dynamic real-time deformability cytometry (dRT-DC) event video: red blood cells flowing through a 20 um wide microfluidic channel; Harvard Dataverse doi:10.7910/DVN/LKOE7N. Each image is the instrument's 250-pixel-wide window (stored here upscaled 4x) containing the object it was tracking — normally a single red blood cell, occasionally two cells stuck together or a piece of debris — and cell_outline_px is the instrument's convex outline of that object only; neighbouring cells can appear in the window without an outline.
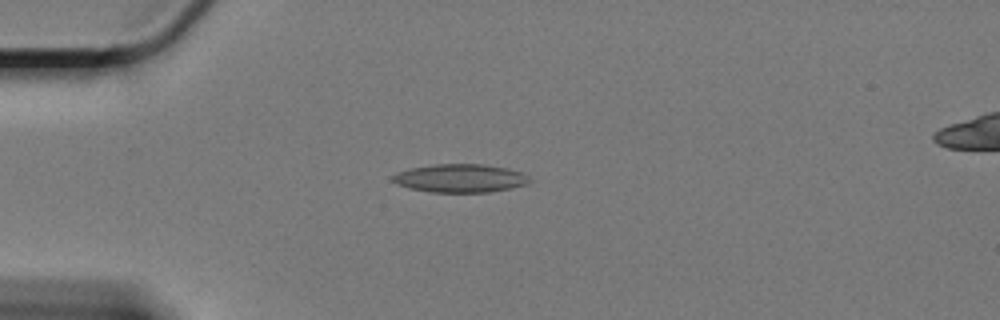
{"species": "Egyptian fruit bat (a non-hibernating species)", "species_latin": "Rousettus aegyptiacus", "temperature_condition": "cold", "stored_images_in_passage": 47, "camera_frame_rate_fps": 3000, "um_per_image_px": 0.085, "animal": {"sex": "female"}, "frame": {"image": 1, "passage_image": 2, "time_ms": 0.333, "image_size_px": [1000, 320], "cell_outline_px": [[532, 180], [528, 184], [512, 188], [488, 192], [432, 192], [412, 188], [396, 184], [392, 180], [392, 176], [396, 172], [412, 168], [436, 164], [484, 164], [508, 168], [524, 172]], "centroid_in_image_um": [39.18, 15.14], "position_along_channel_um": 45.8, "area_um2": 22.66}}
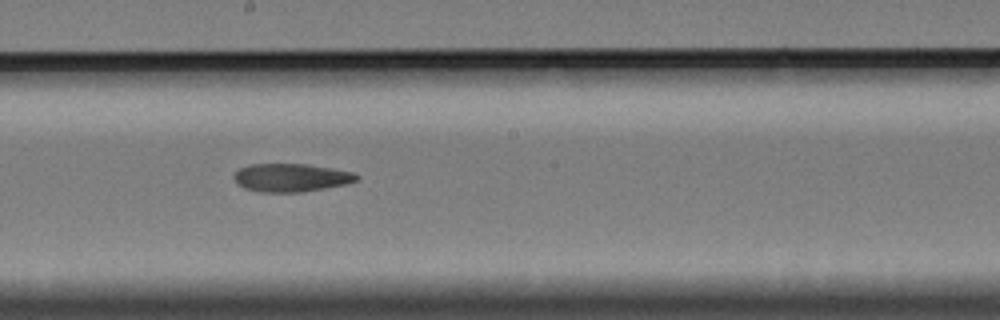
{"frame": {"image": 2, "passage_image": 20, "time_ms": 6.333, "image_size_px": [1000, 320], "cell_outline_px": [[360, 176], [356, 180], [344, 184], [324, 188], [300, 192], [260, 192], [244, 188], [236, 184], [232, 176], [240, 168], [248, 164], [308, 164], [332, 168], [352, 172]], "centroid_in_image_um": [24.69, 15.09], "position_along_channel_um": 223.5, "area_um2": 20.11}}
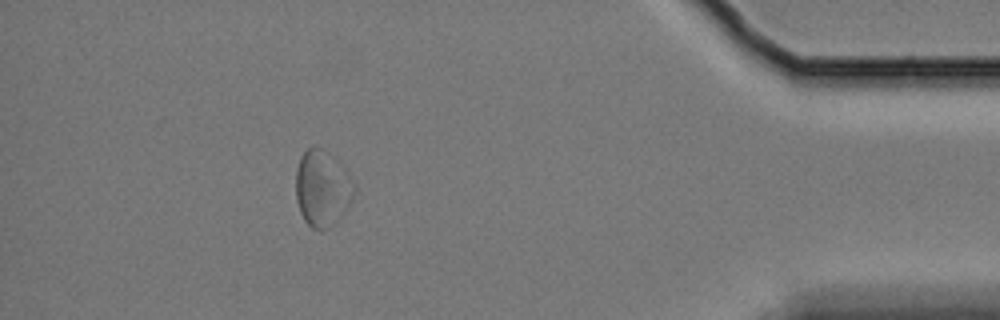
{"frame": {"image": 3, "passage_image": 41, "time_ms": 13.333, "image_size_px": [1000, 320], "cell_outline_px": [[356, 192], [344, 212], [328, 228], [312, 228], [304, 220], [300, 212], [296, 200], [296, 168], [300, 156], [308, 148], [320, 148], [328, 152], [352, 176], [356, 184]], "centroid_in_image_um": [27.4, 15.99], "position_along_channel_um": 407.8, "area_um2": 25.84}, "authors_computed_cell_mechanics": {"area_um2": 21.2126, "velocity_mm_per_s": 3.2832, "shape_relaxation_time_tau1_ms": null, "shape_relaxation_time_tau2_ms": 4.9661, "deformation_change_tau1": null, "deformation_change_tau2": 0.1147}}